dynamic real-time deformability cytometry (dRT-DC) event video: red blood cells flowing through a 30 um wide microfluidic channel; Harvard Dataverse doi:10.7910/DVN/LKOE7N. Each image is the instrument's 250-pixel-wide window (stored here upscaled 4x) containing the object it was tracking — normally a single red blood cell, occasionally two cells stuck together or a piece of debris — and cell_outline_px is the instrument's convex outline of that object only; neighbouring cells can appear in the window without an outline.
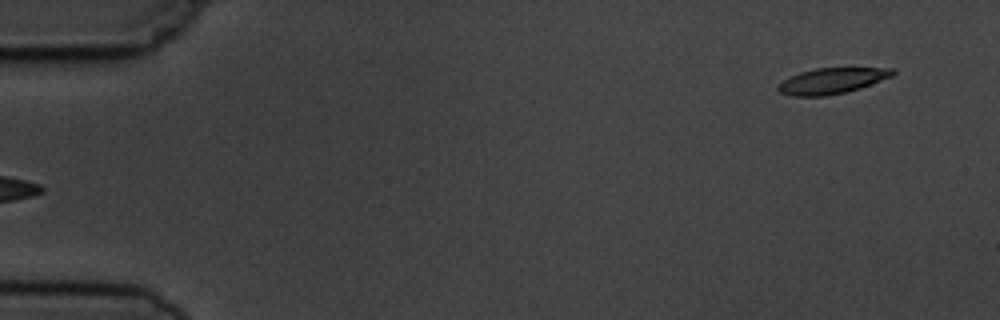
{"species": "common noctule bat (a hibernating species)", "species_latin": "Nyctalus noctula", "temperature_condition": "cold", "stored_images_in_passage": 5, "segment_of_instrument_passage": [2, 2], "camera_frame_rate_fps": 3000, "um_per_image_px": 0.085, "animal": {"sex": "male", "body_mass_g": 19.5, "forearm_length_mm": 54.6}, "frame": {"image": 1, "passage_image": 5, "time_ms": 4.667, "image_size_px": [1000, 320], "cell_outline_px": [[896, 72], [892, 76], [860, 88], [848, 92], [828, 96], [792, 96], [780, 92], [776, 88], [784, 80], [800, 72], [816, 68], [896, 68]], "centroid_in_image_um": [70.74, 6.87], "position_along_channel_um": 14.3, "area_um2": 17.17}}